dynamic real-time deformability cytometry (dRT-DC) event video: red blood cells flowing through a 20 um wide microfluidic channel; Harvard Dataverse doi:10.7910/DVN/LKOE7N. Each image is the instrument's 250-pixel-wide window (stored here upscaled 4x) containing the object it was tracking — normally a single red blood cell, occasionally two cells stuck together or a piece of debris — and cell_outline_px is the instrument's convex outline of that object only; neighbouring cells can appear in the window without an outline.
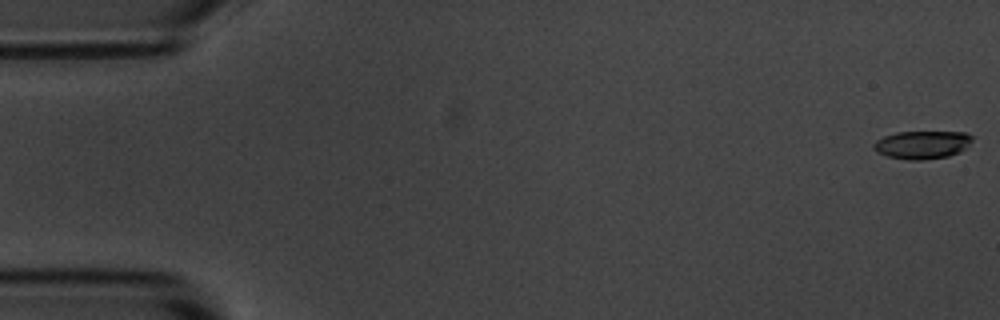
{"species": "common noctule bat (a hibernating species)", "species_latin": "Nyctalus noctula", "temperature_condition": "room temperature", "stored_images_in_passage": 56, "camera_frame_rate_fps": 3000, "um_per_image_px": 0.085, "animal": {"sex": "male", "body_mass_g": 20.1, "forearm_length_mm": 53.5}, "frame": {"image": 1, "passage_image": 1, "time_ms": 0.0, "image_size_px": [1000, 320], "cell_outline_px": [[972, 140], [960, 152], [948, 156], [920, 160], [908, 160], [888, 156], [876, 152], [872, 148], [872, 144], [876, 140], [884, 136], [896, 132], [964, 132], [972, 136]], "centroid_in_image_um": [78.34, 12.3], "position_along_channel_um": 6.7, "area_um2": 16.07}}
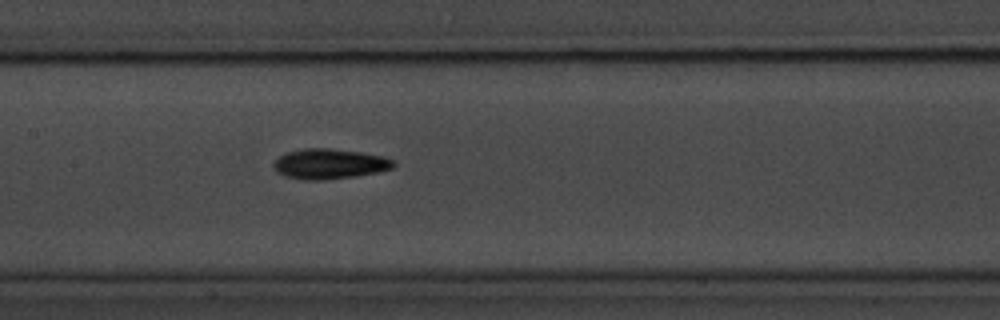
{"frame": {"image": 2, "passage_image": 27, "time_ms": 8.667, "image_size_px": [1000, 320], "cell_outline_px": [[396, 164], [392, 168], [380, 172], [356, 176], [320, 180], [304, 180], [284, 176], [276, 172], [272, 168], [272, 164], [284, 152], [304, 148], [328, 148], [360, 152], [384, 156], [392, 160]], "centroid_in_image_um": [27.97, 13.93], "position_along_channel_um": 179.4, "area_um2": 21.27}}
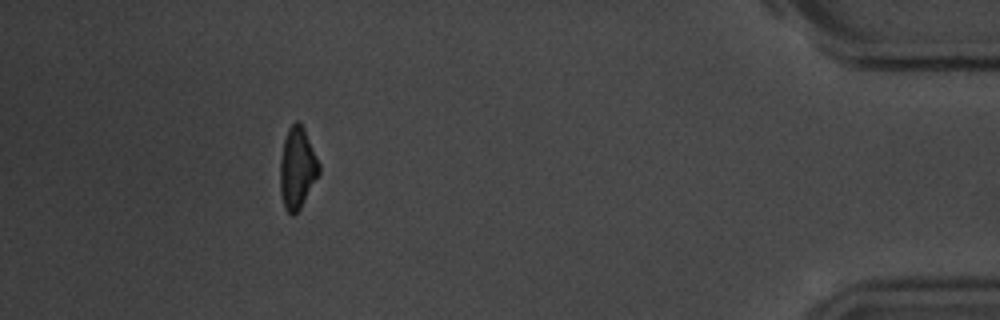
{"frame": {"image": 3, "passage_image": 51, "time_ms": 16.667, "image_size_px": [1000, 320], "cell_outline_px": [[320, 172], [300, 208], [292, 216], [284, 208], [280, 192], [280, 160], [284, 140], [288, 128], [296, 120], [304, 128], [320, 164]], "centroid_in_image_um": [25.26, 14.29], "position_along_channel_um": 409.9, "area_um2": 18.32}, "authors_computed_cell_mechanics": {"area_um2": 18.9584, "velocity_mm_per_s": 3.6102, "shape_relaxation_time_tau1_ms": 3.2894, "shape_relaxation_time_tau2_ms": 6.3659, "deformation_change_tau1": 0.1345, "deformation_change_tau2": 0.1418}}